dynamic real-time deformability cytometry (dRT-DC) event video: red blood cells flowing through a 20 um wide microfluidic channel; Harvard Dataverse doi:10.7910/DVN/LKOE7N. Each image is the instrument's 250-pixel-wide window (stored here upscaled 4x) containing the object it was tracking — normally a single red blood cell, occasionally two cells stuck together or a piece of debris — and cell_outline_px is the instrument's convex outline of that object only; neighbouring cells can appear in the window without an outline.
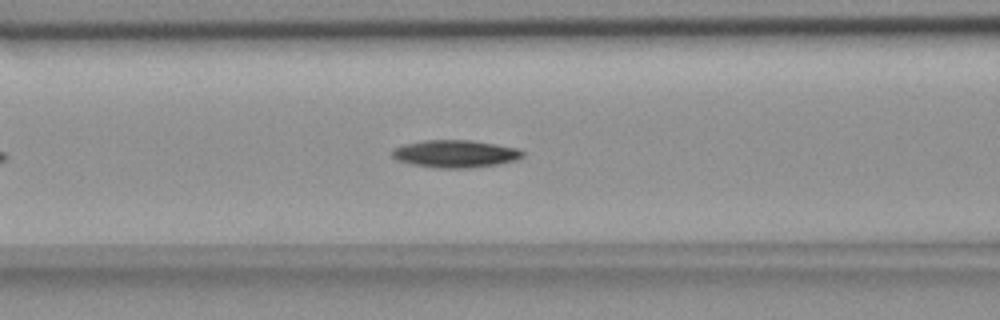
{"species": "common noctule bat (a hibernating species)", "species_latin": "Nyctalus noctula", "temperature_condition": "room temperature", "stored_images_in_passage": 39, "camera_frame_rate_fps": 3000, "um_per_image_px": 0.085, "animal": {"sex": "female", "body_mass_g": 18.4}, "frame": {"image": 1, "passage_image": 13, "time_ms": 4.0, "image_size_px": [1000, 320], "cell_outline_px": [[524, 156], [516, 160], [500, 164], [472, 168], [436, 168], [412, 164], [396, 160], [392, 156], [392, 148], [404, 144], [424, 140], [472, 140], [516, 148], [524, 152]], "centroid_in_image_um": [38.69, 13.08], "position_along_channel_um": 127.9, "area_um2": 21.04}}
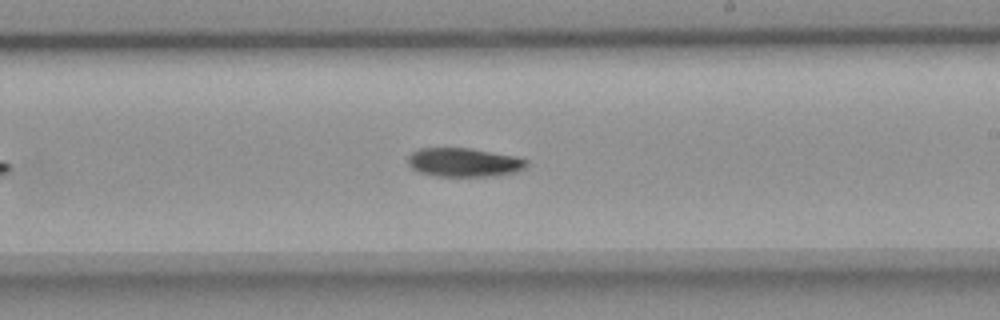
{"frame": {"image": 2, "passage_image": 23, "time_ms": 7.333, "image_size_px": [1000, 320], "cell_outline_px": [[528, 164], [524, 168], [516, 172], [496, 176], [436, 176], [420, 172], [412, 168], [408, 164], [408, 156], [412, 152], [420, 148], [468, 148], [516, 156], [528, 160]], "centroid_in_image_um": [39.45, 13.8], "position_along_channel_um": 249.5, "area_um2": 19.94}}
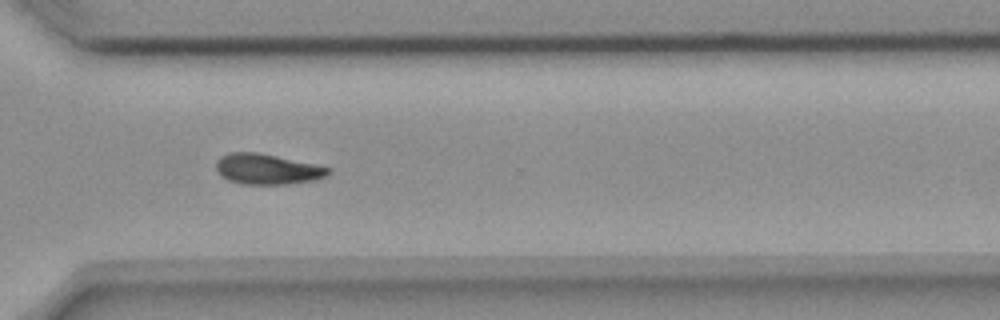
{"frame": {"image": 3, "passage_image": 31, "time_ms": 10.0, "image_size_px": [1000, 320], "cell_outline_px": [[328, 172], [324, 176], [316, 180], [288, 184], [240, 184], [228, 180], [216, 168], [216, 164], [220, 156], [228, 152], [256, 152], [276, 156], [312, 164], [328, 168]], "centroid_in_image_um": [22.66, 14.38], "position_along_channel_um": 347.9, "area_um2": 19.48}, "authors_computed_cell_mechanics": {"area_um2": 20.2878, "velocity_mm_per_s": 3.6764, "shape_relaxation_time_tau1_ms": 4.5846, "shape_relaxation_time_tau2_ms": null, "deformation_change_tau1": 0.1415, "deformation_change_tau2": null}}